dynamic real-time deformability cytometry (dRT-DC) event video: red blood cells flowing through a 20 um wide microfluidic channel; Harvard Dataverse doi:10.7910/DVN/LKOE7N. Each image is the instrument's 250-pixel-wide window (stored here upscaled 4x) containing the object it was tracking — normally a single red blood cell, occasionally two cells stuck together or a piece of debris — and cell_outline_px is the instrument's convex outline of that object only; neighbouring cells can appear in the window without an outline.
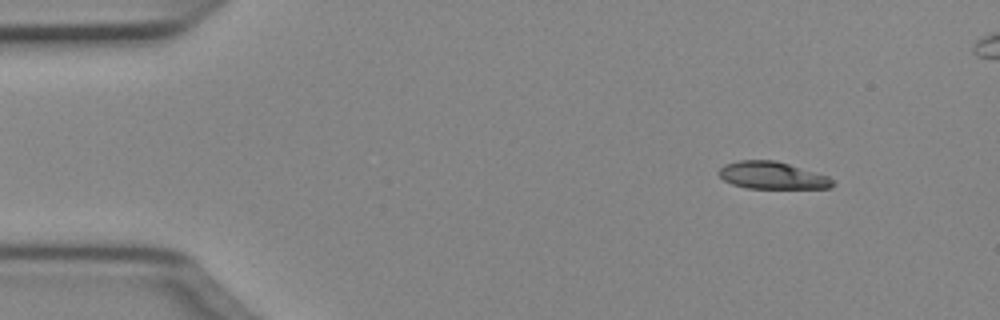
{"species": "Egyptian fruit bat (a non-hibernating species)", "species_latin": "Rousettus aegyptiacus", "temperature_condition": "cold", "stored_images_in_passage": 47, "camera_frame_rate_fps": 3000, "um_per_image_px": 0.085, "animal": {"sex": "female"}, "frame": {"image": 1, "passage_image": 5, "time_ms": 1.333, "image_size_px": [1000, 320], "cell_outline_px": [[836, 184], [832, 188], [748, 188], [732, 184], [724, 180], [716, 172], [724, 164], [740, 160], [776, 160], [828, 176]], "centroid_in_image_um": [65.63, 14.91], "position_along_channel_um": 19.4, "area_um2": 18.09}}
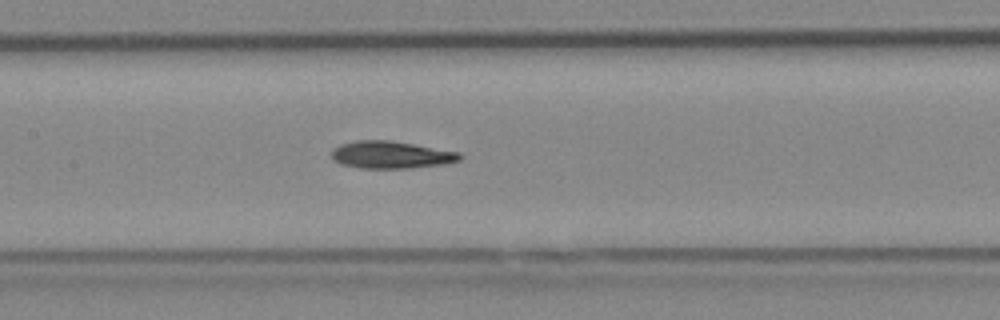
{"frame": {"image": 2, "passage_image": 23, "time_ms": 7.333, "image_size_px": [1000, 320], "cell_outline_px": [[464, 156], [460, 160], [444, 164], [408, 168], [360, 168], [340, 164], [332, 160], [332, 148], [340, 144], [356, 140], [392, 140], [460, 152]], "centroid_in_image_um": [33.23, 13.15], "position_along_channel_um": 174.2, "area_um2": 20.63}}
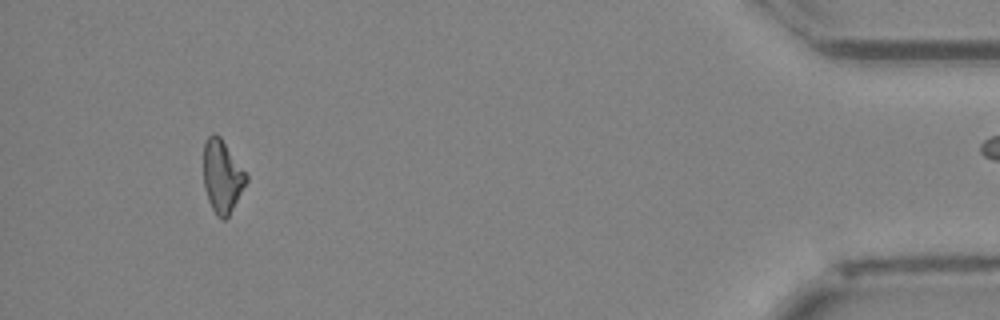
{"frame": {"image": 3, "passage_image": 46, "time_ms": 15.0, "image_size_px": [1000, 320], "cell_outline_px": [[248, 180], [228, 216], [224, 220], [220, 220], [216, 216], [208, 200], [204, 188], [204, 140], [212, 132], [216, 132], [220, 136], [248, 176]], "centroid_in_image_um": [18.86, 14.97], "position_along_channel_um": 416.3, "area_um2": 18.09}}